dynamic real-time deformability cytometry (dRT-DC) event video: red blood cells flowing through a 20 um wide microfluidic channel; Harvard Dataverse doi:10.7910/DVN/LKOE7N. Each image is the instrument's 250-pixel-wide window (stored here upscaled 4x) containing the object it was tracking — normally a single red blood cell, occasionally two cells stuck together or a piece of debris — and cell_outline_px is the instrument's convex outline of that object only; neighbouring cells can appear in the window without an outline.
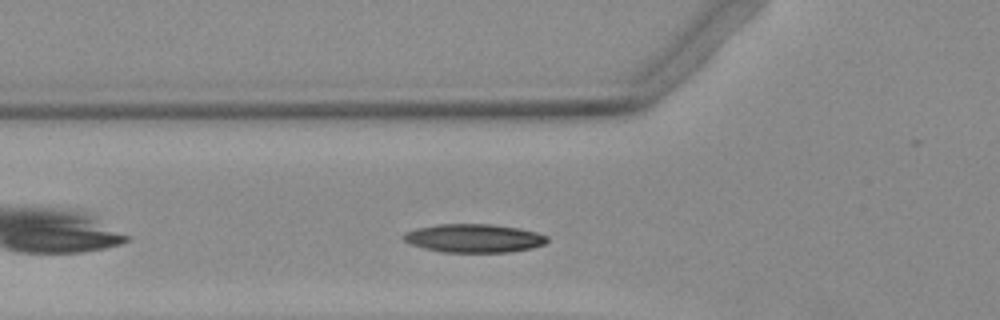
{"species": "Egyptian fruit bat (a non-hibernating species)", "species_latin": "Rousettus aegyptiacus", "temperature_condition": "warm", "stored_images_in_passage": 30, "camera_frame_rate_fps": 3000, "um_per_image_px": 0.085, "animal": {"sex": "female"}, "frame": {"image": 1, "passage_image": 5, "time_ms": 1.333, "image_size_px": [1000, 320], "cell_outline_px": [[548, 240], [544, 244], [532, 248], [508, 252], [440, 252], [408, 244], [404, 240], [404, 232], [416, 228], [440, 224], [492, 224], [520, 228], [536, 232], [548, 236]], "centroid_in_image_um": [40.28, 20.25], "position_along_channel_um": 85.5, "area_um2": 23.93}}
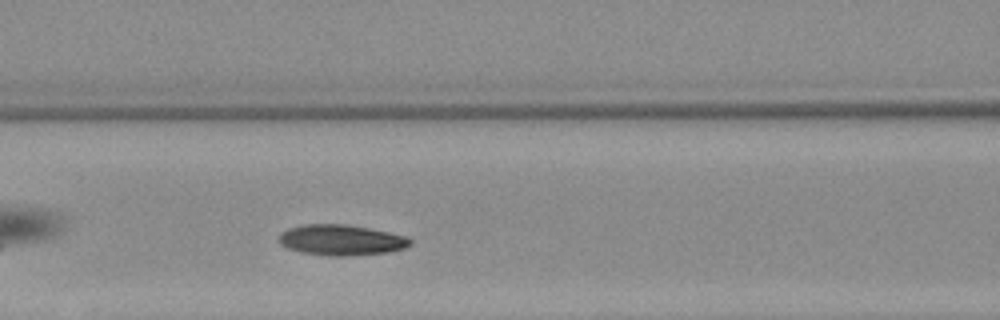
{"frame": {"image": 2, "passage_image": 9, "time_ms": 2.667, "image_size_px": [1000, 320], "cell_outline_px": [[412, 244], [404, 248], [388, 252], [352, 256], [328, 256], [300, 252], [288, 248], [280, 244], [280, 232], [288, 228], [304, 224], [344, 224], [368, 228], [408, 236], [412, 240]], "centroid_in_image_um": [29.01, 20.41], "position_along_channel_um": 137.6, "area_um2": 23.58}}
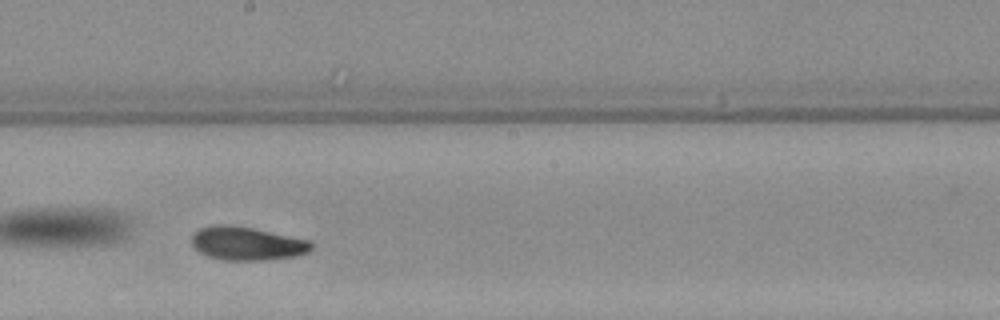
{"frame": {"image": 3, "passage_image": 16, "time_ms": 5.0, "image_size_px": [1000, 320], "cell_outline_px": [[312, 248], [308, 252], [296, 256], [264, 260], [220, 260], [204, 256], [192, 244], [192, 236], [200, 228], [216, 224], [228, 224], [252, 228], [308, 240], [312, 244]], "centroid_in_image_um": [20.95, 20.71], "position_along_channel_um": 227.2, "area_um2": 23.24}}